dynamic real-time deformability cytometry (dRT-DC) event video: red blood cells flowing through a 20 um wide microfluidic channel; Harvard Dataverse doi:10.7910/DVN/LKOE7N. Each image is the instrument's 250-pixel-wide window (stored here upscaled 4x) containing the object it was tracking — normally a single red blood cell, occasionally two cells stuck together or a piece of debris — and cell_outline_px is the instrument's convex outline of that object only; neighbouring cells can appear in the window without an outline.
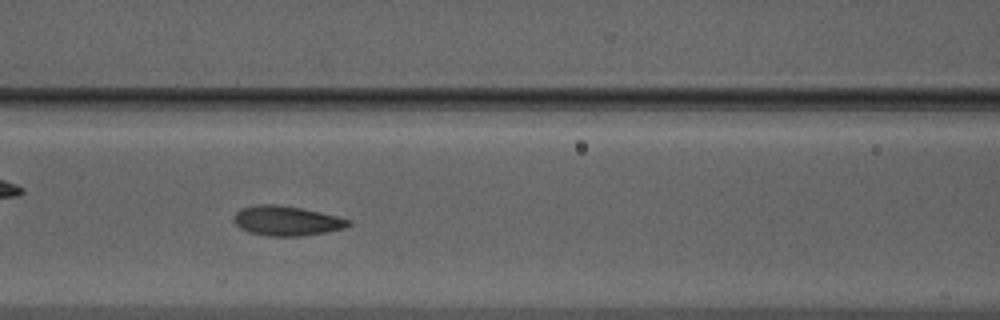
{"species": "Egyptian fruit bat (a non-hibernating species)", "species_latin": "Rousettus aegyptiacus", "temperature_condition": "warm", "stored_images_in_passage": 48, "camera_frame_rate_fps": 3000, "um_per_image_px": 0.085, "animal": {"sex": "male"}, "frame": {"image": 1, "passage_image": 17, "time_ms": 5.333, "image_size_px": [1000, 320], "cell_outline_px": [[352, 224], [344, 228], [324, 232], [300, 236], [268, 236], [248, 232], [240, 228], [232, 220], [236, 212], [240, 208], [256, 204], [276, 204], [300, 208], [336, 216], [352, 220]], "centroid_in_image_um": [24.32, 18.76], "position_along_channel_um": 142.3, "area_um2": 19.83}}
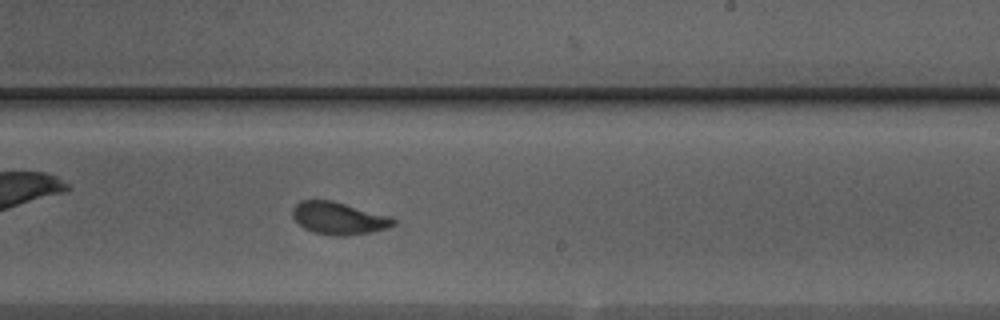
{"frame": {"image": 2, "passage_image": 26, "time_ms": 8.333, "image_size_px": [1000, 320], "cell_outline_px": [[396, 224], [388, 228], [372, 232], [348, 236], [332, 236], [312, 232], [304, 228], [292, 216], [292, 208], [300, 200], [332, 200], [388, 216], [396, 220]], "centroid_in_image_um": [28.78, 18.56], "position_along_channel_um": 260.2, "area_um2": 19.07}}
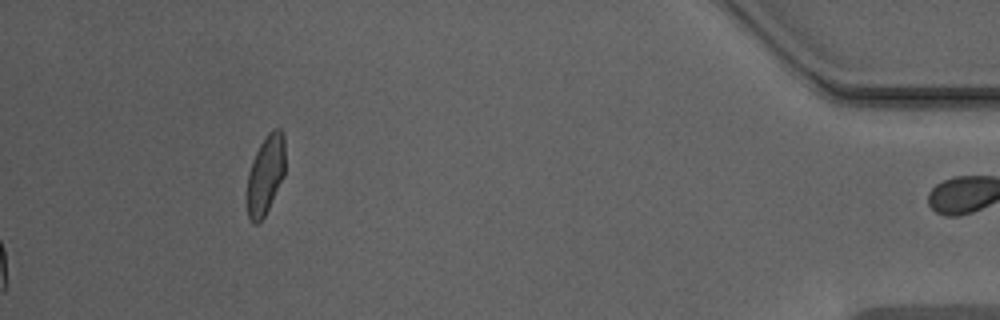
{"frame": {"image": 3, "passage_image": 48, "time_ms": 15.667, "image_size_px": [1000, 320], "cell_outline_px": [[284, 176], [264, 216], [256, 224], [252, 224], [248, 220], [248, 172], [252, 160], [264, 136], [272, 128], [280, 128], [284, 132]], "centroid_in_image_um": [22.57, 14.8], "position_along_channel_um": 412.6, "area_um2": 17.51}, "authors_computed_cell_mechanics": {"area_um2": 19.1318, "velocity_mm_per_s": 3.9489, "shape_relaxation_time_tau1_ms": 4.1324, "shape_relaxation_time_tau2_ms": 0.7987, "deformation_change_tau1": 0.1534, "deformation_change_tau2": 0.0647}}